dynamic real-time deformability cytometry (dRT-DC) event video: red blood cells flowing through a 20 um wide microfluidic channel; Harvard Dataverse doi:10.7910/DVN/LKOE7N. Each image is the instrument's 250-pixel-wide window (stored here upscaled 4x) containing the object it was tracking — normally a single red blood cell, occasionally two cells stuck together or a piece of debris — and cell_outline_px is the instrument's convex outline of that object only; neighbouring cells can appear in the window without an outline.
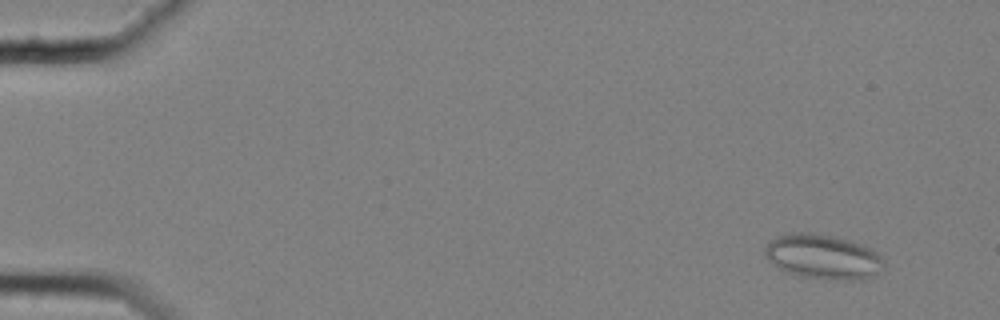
{"species": "common noctule bat (a hibernating species)", "species_latin": "Nyctalus noctula", "temperature_condition": "cold", "stored_images_in_passage": 15, "camera_frame_rate_fps": 3000, "um_per_image_px": 0.085, "animal": {"sex": "female", "body_mass_g": 25.1}, "frame": {"image": 1, "passage_image": 5, "time_ms": 1.333, "image_size_px": [1000, 320], "cell_outline_px": [[884, 268], [864, 280], [836, 280], [800, 276], [784, 272], [772, 264], [768, 260], [764, 252], [764, 248], [776, 236], [792, 232], [812, 232], [832, 236], [848, 240], [872, 248], [884, 260]], "centroid_in_image_um": [69.94, 21.83], "position_along_channel_um": 15.1, "area_um2": 31.21}}